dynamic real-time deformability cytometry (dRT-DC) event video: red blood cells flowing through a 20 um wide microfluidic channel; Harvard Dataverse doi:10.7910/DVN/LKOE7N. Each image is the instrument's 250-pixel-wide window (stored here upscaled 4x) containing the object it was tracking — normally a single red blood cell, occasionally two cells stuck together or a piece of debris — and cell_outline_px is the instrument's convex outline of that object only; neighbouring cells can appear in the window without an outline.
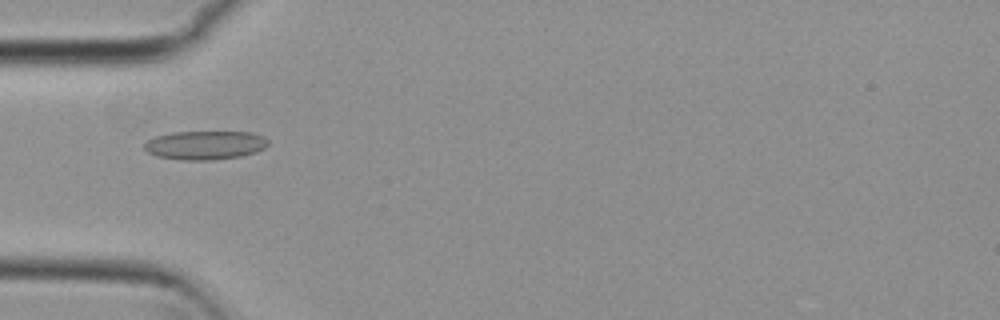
{"species": "common noctule bat (a hibernating species)", "species_latin": "Nyctalus noctula", "temperature_condition": "cold", "stored_images_in_passage": 40, "camera_frame_rate_fps": 3000, "um_per_image_px": 0.085, "animal": {"sex": "female", "body_mass_g": 29.2, "forearm_length_mm": 56.3}, "frame": {"image": 1, "passage_image": 3, "time_ms": 0.667, "image_size_px": [1000, 320], "cell_outline_px": [[268, 144], [264, 148], [256, 152], [240, 156], [212, 160], [180, 160], [156, 156], [148, 152], [144, 148], [144, 144], [148, 140], [156, 136], [172, 132], [252, 132], [264, 136], [268, 140]], "centroid_in_image_um": [17.44, 12.34], "position_along_channel_um": 67.6, "area_um2": 20.81}}
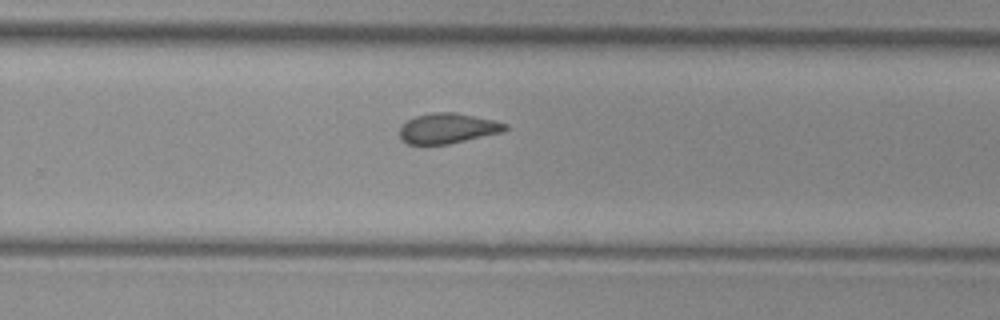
{"frame": {"image": 2, "passage_image": 21, "time_ms": 6.667, "image_size_px": [1000, 320], "cell_outline_px": [[508, 128], [504, 132], [448, 144], [408, 144], [400, 136], [400, 128], [408, 120], [416, 116], [432, 112], [452, 112], [476, 116], [496, 120], [508, 124]], "centroid_in_image_um": [38.12, 10.9], "position_along_channel_um": 291.7, "area_um2": 18.55}}
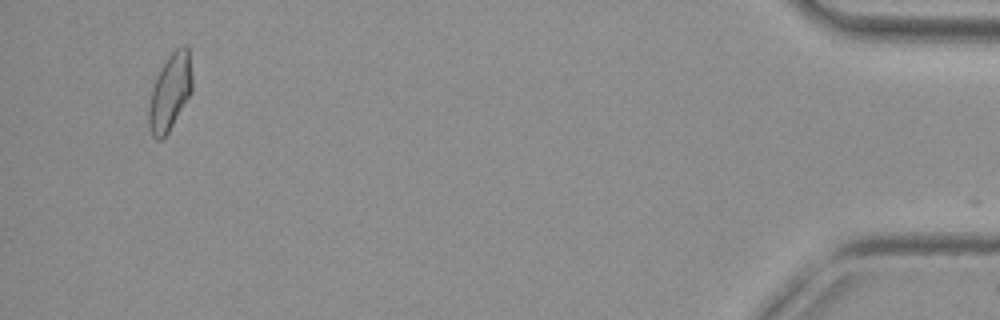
{"frame": {"image": 3, "passage_image": 38, "time_ms": 12.333, "image_size_px": [1000, 320], "cell_outline_px": [[192, 92], [168, 132], [160, 140], [156, 140], [152, 136], [148, 124], [148, 112], [152, 88], [160, 68], [168, 56], [176, 48], [184, 44], [188, 48], [192, 76]], "centroid_in_image_um": [14.45, 7.82], "position_along_channel_um": 420.8, "area_um2": 19.31}, "authors_computed_cell_mechanics": {"area_um2": 18.9295, "velocity_mm_per_s": 3.7437, "shape_relaxation_time_tau1_ms": null, "shape_relaxation_time_tau2_ms": 2.0626, "deformation_change_tau1": null, "deformation_change_tau2": 0.0739}}